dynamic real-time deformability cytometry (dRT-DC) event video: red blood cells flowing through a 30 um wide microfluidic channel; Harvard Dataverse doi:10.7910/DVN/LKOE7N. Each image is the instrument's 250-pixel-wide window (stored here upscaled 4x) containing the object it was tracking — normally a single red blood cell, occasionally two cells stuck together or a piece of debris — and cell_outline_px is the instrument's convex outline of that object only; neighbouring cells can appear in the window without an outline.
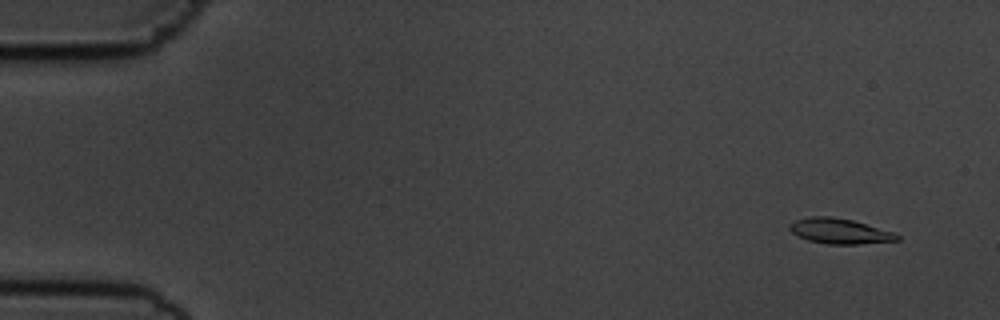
{"species": "common noctule bat (a hibernating species)", "species_latin": "Nyctalus noctula", "temperature_condition": "cold", "stored_images_in_passage": 56, "camera_frame_rate_fps": 3000, "um_per_image_px": 0.085, "animal": {"sex": "male", "body_mass_g": 19.5, "forearm_length_mm": 54.6}, "frame": {"image": 1, "passage_image": 4, "time_ms": 1.0, "image_size_px": [1000, 320], "cell_outline_px": [[900, 240], [856, 244], [828, 244], [808, 240], [792, 232], [788, 228], [788, 224], [796, 220], [812, 216], [832, 216], [852, 220], [896, 232], [900, 236]], "centroid_in_image_um": [71.4, 19.64], "position_along_channel_um": 13.6, "area_um2": 15.84}}
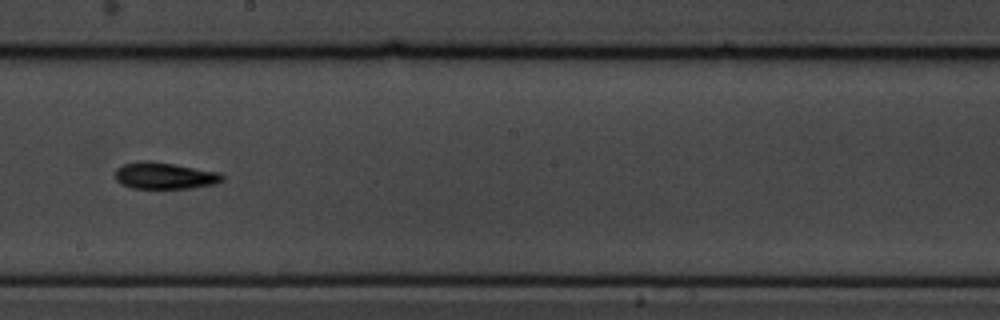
{"frame": {"image": 2, "passage_image": 32, "time_ms": 10.333, "image_size_px": [1000, 320], "cell_outline_px": [[224, 180], [216, 184], [192, 188], [132, 188], [120, 184], [116, 180], [116, 168], [124, 164], [136, 160], [152, 160], [220, 172], [224, 176]], "centroid_in_image_um": [14.0, 14.92], "position_along_channel_um": 234.2, "area_um2": 16.94}}
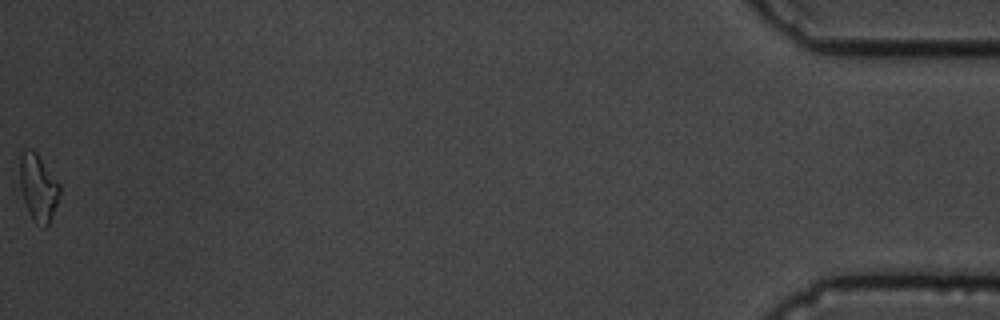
{"frame": {"image": 3, "passage_image": 56, "time_ms": 18.333, "image_size_px": [1000, 320], "cell_outline_px": [[60, 192], [48, 228], [44, 228], [36, 224], [28, 212], [20, 188], [20, 152], [36, 152], [60, 184]], "centroid_in_image_um": [3.25, 16.01], "position_along_channel_um": 431.9, "area_um2": 15.32}, "authors_computed_cell_mechanics": {"area_um2": 15.895, "velocity_mm_per_s": 3.6389, "shape_relaxation_time_tau1_ms": 6.2408, "shape_relaxation_time_tau2_ms": null, "deformation_change_tau1": 0.1555, "deformation_change_tau2": null}}